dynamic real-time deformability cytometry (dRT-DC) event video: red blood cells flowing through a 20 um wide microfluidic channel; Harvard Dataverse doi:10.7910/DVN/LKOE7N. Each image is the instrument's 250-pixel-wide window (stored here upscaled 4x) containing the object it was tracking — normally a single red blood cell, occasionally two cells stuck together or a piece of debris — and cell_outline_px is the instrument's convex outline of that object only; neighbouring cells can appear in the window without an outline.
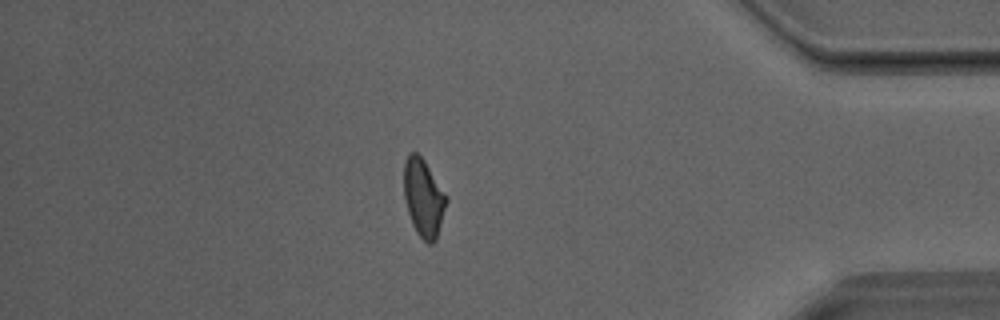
{"species": "Egyptian fruit bat (a non-hibernating species)", "species_latin": "Rousettus aegyptiacus", "temperature_condition": "room temperature", "stored_images_in_passage": 26, "camera_frame_rate_fps": 3000, "um_per_image_px": 0.085, "animal": {"sex": "male"}, "frame": {"image": 1, "passage_image": 26, "time_ms": 8.333, "image_size_px": [1000, 320], "cell_outline_px": [[448, 200], [436, 240], [432, 244], [428, 244], [416, 232], [412, 224], [404, 200], [404, 160], [408, 152], [416, 152], [424, 160]], "centroid_in_image_um": [35.97, 16.82], "position_along_channel_um": 399.2, "area_um2": 19.07}}